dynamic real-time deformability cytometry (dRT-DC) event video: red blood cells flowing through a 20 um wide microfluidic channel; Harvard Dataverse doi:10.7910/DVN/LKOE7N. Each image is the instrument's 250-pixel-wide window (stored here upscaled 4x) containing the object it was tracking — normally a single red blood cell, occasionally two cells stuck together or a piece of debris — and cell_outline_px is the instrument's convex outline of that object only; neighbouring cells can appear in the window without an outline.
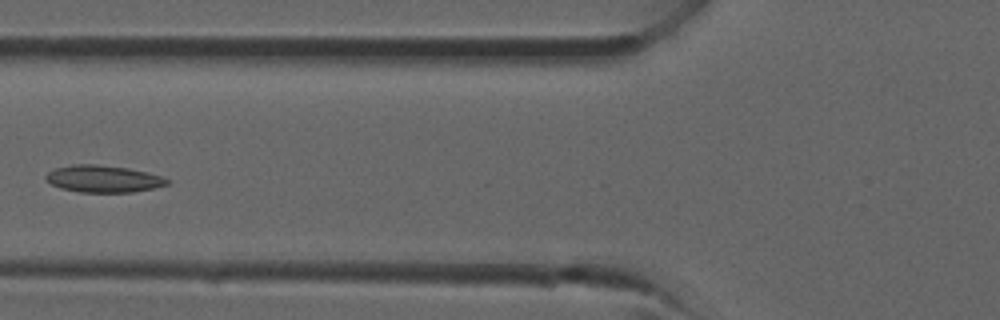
{"species": "common noctule bat (a hibernating species)", "species_latin": "Nyctalus noctula", "temperature_condition": "room temperature", "stored_images_in_passage": 34, "camera_frame_rate_fps": 3000, "um_per_image_px": 0.085, "animal": {"sex": "male", "forearm_length_mm": 52.5}, "frame": {"image": 1, "passage_image": 12, "time_ms": 3.667, "image_size_px": [1000, 320], "cell_outline_px": [[172, 180], [168, 184], [152, 188], [132, 192], [80, 192], [60, 188], [44, 180], [44, 176], [48, 172], [56, 168], [72, 164], [96, 164], [128, 168], [160, 176]], "centroid_in_image_um": [8.74, 15.2], "position_along_channel_um": 117.1, "area_um2": 19.02}}
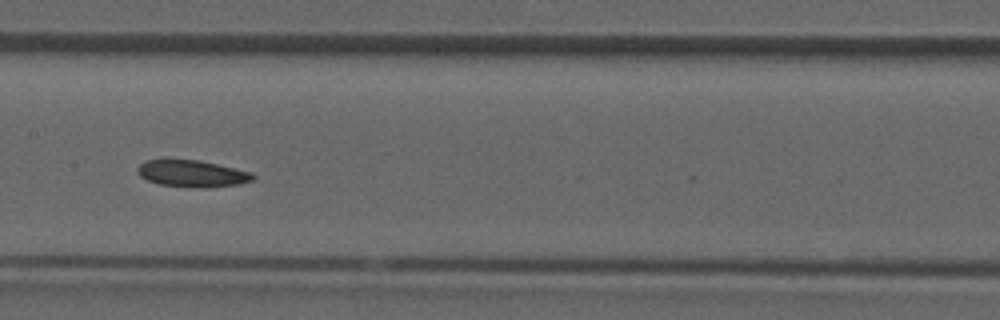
{"frame": {"image": 2, "passage_image": 16, "time_ms": 5.0, "image_size_px": [1000, 320], "cell_outline_px": [[256, 176], [252, 180], [240, 184], [204, 188], [160, 184], [148, 180], [140, 176], [136, 172], [136, 168], [144, 160], [200, 160], [252, 172]], "centroid_in_image_um": [16.34, 14.75], "position_along_channel_um": 191.1, "area_um2": 17.92}}
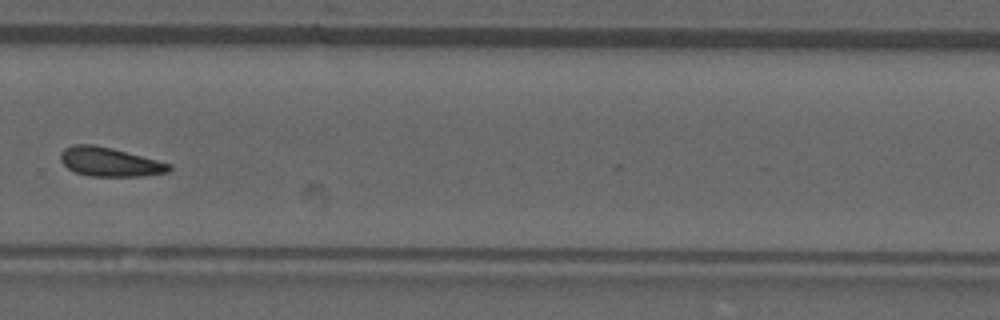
{"frame": {"image": 3, "passage_image": 23, "time_ms": 7.333, "image_size_px": [1000, 320], "cell_outline_px": [[172, 168], [168, 172], [140, 176], [88, 176], [76, 172], [68, 168], [60, 160], [60, 152], [64, 148], [72, 144], [92, 144], [112, 148], [172, 164]], "centroid_in_image_um": [9.3, 13.76], "position_along_channel_um": 320.5, "area_um2": 18.32}}